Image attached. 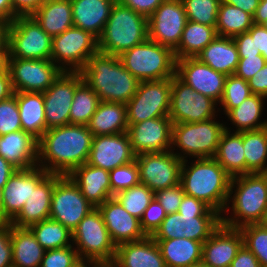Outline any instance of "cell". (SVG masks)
Wrapping results in <instances>:
<instances>
[{"mask_svg": "<svg viewBox=\"0 0 267 267\" xmlns=\"http://www.w3.org/2000/svg\"><path fill=\"white\" fill-rule=\"evenodd\" d=\"M93 137L85 125L67 124L46 130L38 140L37 166L49 174L69 175L87 163Z\"/></svg>", "mask_w": 267, "mask_h": 267, "instance_id": "1", "label": "cell"}, {"mask_svg": "<svg viewBox=\"0 0 267 267\" xmlns=\"http://www.w3.org/2000/svg\"><path fill=\"white\" fill-rule=\"evenodd\" d=\"M190 160H183L181 167L180 183L184 193L223 214L232 177L213 157Z\"/></svg>", "mask_w": 267, "mask_h": 267, "instance_id": "2", "label": "cell"}, {"mask_svg": "<svg viewBox=\"0 0 267 267\" xmlns=\"http://www.w3.org/2000/svg\"><path fill=\"white\" fill-rule=\"evenodd\" d=\"M80 73L100 101L105 102L126 104L140 82L124 67L119 56L100 51L89 58Z\"/></svg>", "mask_w": 267, "mask_h": 267, "instance_id": "3", "label": "cell"}, {"mask_svg": "<svg viewBox=\"0 0 267 267\" xmlns=\"http://www.w3.org/2000/svg\"><path fill=\"white\" fill-rule=\"evenodd\" d=\"M266 209L267 182L265 176L262 173L234 176L230 183L224 214H221V222L227 227L237 229L248 224H257L261 221Z\"/></svg>", "mask_w": 267, "mask_h": 267, "instance_id": "4", "label": "cell"}, {"mask_svg": "<svg viewBox=\"0 0 267 267\" xmlns=\"http://www.w3.org/2000/svg\"><path fill=\"white\" fill-rule=\"evenodd\" d=\"M147 39L148 18L116 1L98 38V50L119 56Z\"/></svg>", "mask_w": 267, "mask_h": 267, "instance_id": "5", "label": "cell"}, {"mask_svg": "<svg viewBox=\"0 0 267 267\" xmlns=\"http://www.w3.org/2000/svg\"><path fill=\"white\" fill-rule=\"evenodd\" d=\"M217 119L173 124L171 151L181 160L214 157L226 123Z\"/></svg>", "mask_w": 267, "mask_h": 267, "instance_id": "6", "label": "cell"}, {"mask_svg": "<svg viewBox=\"0 0 267 267\" xmlns=\"http://www.w3.org/2000/svg\"><path fill=\"white\" fill-rule=\"evenodd\" d=\"M119 58L138 81L169 79L176 75L174 51L149 39L126 50Z\"/></svg>", "mask_w": 267, "mask_h": 267, "instance_id": "7", "label": "cell"}, {"mask_svg": "<svg viewBox=\"0 0 267 267\" xmlns=\"http://www.w3.org/2000/svg\"><path fill=\"white\" fill-rule=\"evenodd\" d=\"M72 245L77 250L80 259L114 260L116 245L110 238L98 207L91 210L72 232Z\"/></svg>", "mask_w": 267, "mask_h": 267, "instance_id": "8", "label": "cell"}, {"mask_svg": "<svg viewBox=\"0 0 267 267\" xmlns=\"http://www.w3.org/2000/svg\"><path fill=\"white\" fill-rule=\"evenodd\" d=\"M9 58L51 59L52 37L32 16H17L8 27Z\"/></svg>", "mask_w": 267, "mask_h": 267, "instance_id": "9", "label": "cell"}, {"mask_svg": "<svg viewBox=\"0 0 267 267\" xmlns=\"http://www.w3.org/2000/svg\"><path fill=\"white\" fill-rule=\"evenodd\" d=\"M98 51V38L73 26L52 38L51 60L63 72H80Z\"/></svg>", "mask_w": 267, "mask_h": 267, "instance_id": "10", "label": "cell"}, {"mask_svg": "<svg viewBox=\"0 0 267 267\" xmlns=\"http://www.w3.org/2000/svg\"><path fill=\"white\" fill-rule=\"evenodd\" d=\"M171 78L140 81L133 97L126 103L128 127L151 118L169 117Z\"/></svg>", "mask_w": 267, "mask_h": 267, "instance_id": "11", "label": "cell"}, {"mask_svg": "<svg viewBox=\"0 0 267 267\" xmlns=\"http://www.w3.org/2000/svg\"><path fill=\"white\" fill-rule=\"evenodd\" d=\"M217 106L214 100L196 92L176 75L171 78L168 116L173 124L201 122L219 116L221 110Z\"/></svg>", "mask_w": 267, "mask_h": 267, "instance_id": "12", "label": "cell"}, {"mask_svg": "<svg viewBox=\"0 0 267 267\" xmlns=\"http://www.w3.org/2000/svg\"><path fill=\"white\" fill-rule=\"evenodd\" d=\"M95 208L80 188L68 175L61 176L55 183L51 197V219L58 221L70 232H73L79 222Z\"/></svg>", "mask_w": 267, "mask_h": 267, "instance_id": "13", "label": "cell"}, {"mask_svg": "<svg viewBox=\"0 0 267 267\" xmlns=\"http://www.w3.org/2000/svg\"><path fill=\"white\" fill-rule=\"evenodd\" d=\"M8 72L14 92H45L63 72L51 59L9 58Z\"/></svg>", "mask_w": 267, "mask_h": 267, "instance_id": "14", "label": "cell"}, {"mask_svg": "<svg viewBox=\"0 0 267 267\" xmlns=\"http://www.w3.org/2000/svg\"><path fill=\"white\" fill-rule=\"evenodd\" d=\"M221 214H180L165 217L153 239L187 238L204 243L221 224Z\"/></svg>", "mask_w": 267, "mask_h": 267, "instance_id": "15", "label": "cell"}, {"mask_svg": "<svg viewBox=\"0 0 267 267\" xmlns=\"http://www.w3.org/2000/svg\"><path fill=\"white\" fill-rule=\"evenodd\" d=\"M140 183L154 193L180 183L183 160L171 150L136 155Z\"/></svg>", "mask_w": 267, "mask_h": 267, "instance_id": "16", "label": "cell"}, {"mask_svg": "<svg viewBox=\"0 0 267 267\" xmlns=\"http://www.w3.org/2000/svg\"><path fill=\"white\" fill-rule=\"evenodd\" d=\"M187 22L181 0H164L148 17V39L173 51L178 47Z\"/></svg>", "mask_w": 267, "mask_h": 267, "instance_id": "17", "label": "cell"}, {"mask_svg": "<svg viewBox=\"0 0 267 267\" xmlns=\"http://www.w3.org/2000/svg\"><path fill=\"white\" fill-rule=\"evenodd\" d=\"M83 81L80 72H62L43 92L47 130L70 124V108L76 87Z\"/></svg>", "mask_w": 267, "mask_h": 267, "instance_id": "18", "label": "cell"}, {"mask_svg": "<svg viewBox=\"0 0 267 267\" xmlns=\"http://www.w3.org/2000/svg\"><path fill=\"white\" fill-rule=\"evenodd\" d=\"M176 76L193 90L203 94L219 104L226 75L213 70L196 57L176 60Z\"/></svg>", "mask_w": 267, "mask_h": 267, "instance_id": "19", "label": "cell"}, {"mask_svg": "<svg viewBox=\"0 0 267 267\" xmlns=\"http://www.w3.org/2000/svg\"><path fill=\"white\" fill-rule=\"evenodd\" d=\"M49 173L39 166L17 170L2 188L3 223H10L21 211L32 188H36Z\"/></svg>", "mask_w": 267, "mask_h": 267, "instance_id": "20", "label": "cell"}, {"mask_svg": "<svg viewBox=\"0 0 267 267\" xmlns=\"http://www.w3.org/2000/svg\"><path fill=\"white\" fill-rule=\"evenodd\" d=\"M173 122L169 117L151 118L127 129L135 155L171 150Z\"/></svg>", "mask_w": 267, "mask_h": 267, "instance_id": "21", "label": "cell"}, {"mask_svg": "<svg viewBox=\"0 0 267 267\" xmlns=\"http://www.w3.org/2000/svg\"><path fill=\"white\" fill-rule=\"evenodd\" d=\"M127 132L94 136L87 163L111 171L135 160Z\"/></svg>", "mask_w": 267, "mask_h": 267, "instance_id": "22", "label": "cell"}, {"mask_svg": "<svg viewBox=\"0 0 267 267\" xmlns=\"http://www.w3.org/2000/svg\"><path fill=\"white\" fill-rule=\"evenodd\" d=\"M112 242L119 244L138 241L146 237L140 220L129 214L115 198L111 197L98 206Z\"/></svg>", "mask_w": 267, "mask_h": 267, "instance_id": "23", "label": "cell"}, {"mask_svg": "<svg viewBox=\"0 0 267 267\" xmlns=\"http://www.w3.org/2000/svg\"><path fill=\"white\" fill-rule=\"evenodd\" d=\"M242 246L240 230L221 223L203 243L202 261L210 267H229Z\"/></svg>", "mask_w": 267, "mask_h": 267, "instance_id": "24", "label": "cell"}, {"mask_svg": "<svg viewBox=\"0 0 267 267\" xmlns=\"http://www.w3.org/2000/svg\"><path fill=\"white\" fill-rule=\"evenodd\" d=\"M62 175L49 174L27 199L19 214L10 222L17 227H30L50 217L51 197L56 181Z\"/></svg>", "mask_w": 267, "mask_h": 267, "instance_id": "25", "label": "cell"}, {"mask_svg": "<svg viewBox=\"0 0 267 267\" xmlns=\"http://www.w3.org/2000/svg\"><path fill=\"white\" fill-rule=\"evenodd\" d=\"M118 267H167L157 242L151 237L116 246Z\"/></svg>", "mask_w": 267, "mask_h": 267, "instance_id": "26", "label": "cell"}, {"mask_svg": "<svg viewBox=\"0 0 267 267\" xmlns=\"http://www.w3.org/2000/svg\"><path fill=\"white\" fill-rule=\"evenodd\" d=\"M0 156L18 170L37 166L38 140L23 130L0 136Z\"/></svg>", "mask_w": 267, "mask_h": 267, "instance_id": "27", "label": "cell"}, {"mask_svg": "<svg viewBox=\"0 0 267 267\" xmlns=\"http://www.w3.org/2000/svg\"><path fill=\"white\" fill-rule=\"evenodd\" d=\"M68 176L95 207L112 197L109 171L107 170L85 163L76 167Z\"/></svg>", "mask_w": 267, "mask_h": 267, "instance_id": "28", "label": "cell"}, {"mask_svg": "<svg viewBox=\"0 0 267 267\" xmlns=\"http://www.w3.org/2000/svg\"><path fill=\"white\" fill-rule=\"evenodd\" d=\"M116 0H71L74 27L99 38Z\"/></svg>", "mask_w": 267, "mask_h": 267, "instance_id": "29", "label": "cell"}, {"mask_svg": "<svg viewBox=\"0 0 267 267\" xmlns=\"http://www.w3.org/2000/svg\"><path fill=\"white\" fill-rule=\"evenodd\" d=\"M31 16L52 38L74 26L71 0H45Z\"/></svg>", "mask_w": 267, "mask_h": 267, "instance_id": "30", "label": "cell"}, {"mask_svg": "<svg viewBox=\"0 0 267 267\" xmlns=\"http://www.w3.org/2000/svg\"><path fill=\"white\" fill-rule=\"evenodd\" d=\"M196 58L213 70L229 76L237 69L239 53L232 37L217 36Z\"/></svg>", "mask_w": 267, "mask_h": 267, "instance_id": "31", "label": "cell"}, {"mask_svg": "<svg viewBox=\"0 0 267 267\" xmlns=\"http://www.w3.org/2000/svg\"><path fill=\"white\" fill-rule=\"evenodd\" d=\"M267 98L252 94L247 97L238 107L233 108L227 115V121L231 125L227 127L225 123V130L230 132H242L250 130H258L267 127V118L264 120L262 115H265L264 109L267 104ZM262 118V120H261ZM233 130H232V129ZM235 128V130H234Z\"/></svg>", "mask_w": 267, "mask_h": 267, "instance_id": "32", "label": "cell"}, {"mask_svg": "<svg viewBox=\"0 0 267 267\" xmlns=\"http://www.w3.org/2000/svg\"><path fill=\"white\" fill-rule=\"evenodd\" d=\"M22 130L39 140L47 130L43 93L14 92Z\"/></svg>", "mask_w": 267, "mask_h": 267, "instance_id": "33", "label": "cell"}, {"mask_svg": "<svg viewBox=\"0 0 267 267\" xmlns=\"http://www.w3.org/2000/svg\"><path fill=\"white\" fill-rule=\"evenodd\" d=\"M87 127L93 136L127 132L126 104L100 101Z\"/></svg>", "mask_w": 267, "mask_h": 267, "instance_id": "34", "label": "cell"}, {"mask_svg": "<svg viewBox=\"0 0 267 267\" xmlns=\"http://www.w3.org/2000/svg\"><path fill=\"white\" fill-rule=\"evenodd\" d=\"M13 267H40L44 248L29 227L11 225Z\"/></svg>", "mask_w": 267, "mask_h": 267, "instance_id": "35", "label": "cell"}, {"mask_svg": "<svg viewBox=\"0 0 267 267\" xmlns=\"http://www.w3.org/2000/svg\"><path fill=\"white\" fill-rule=\"evenodd\" d=\"M167 267H189L202 261L203 243L187 238L154 239Z\"/></svg>", "mask_w": 267, "mask_h": 267, "instance_id": "36", "label": "cell"}, {"mask_svg": "<svg viewBox=\"0 0 267 267\" xmlns=\"http://www.w3.org/2000/svg\"><path fill=\"white\" fill-rule=\"evenodd\" d=\"M213 158L231 177L246 174L243 131L230 132L225 130L221 135L216 154Z\"/></svg>", "mask_w": 267, "mask_h": 267, "instance_id": "37", "label": "cell"}, {"mask_svg": "<svg viewBox=\"0 0 267 267\" xmlns=\"http://www.w3.org/2000/svg\"><path fill=\"white\" fill-rule=\"evenodd\" d=\"M217 36L215 27L187 20L180 43L174 50L176 60L197 57Z\"/></svg>", "mask_w": 267, "mask_h": 267, "instance_id": "38", "label": "cell"}, {"mask_svg": "<svg viewBox=\"0 0 267 267\" xmlns=\"http://www.w3.org/2000/svg\"><path fill=\"white\" fill-rule=\"evenodd\" d=\"M246 174L267 170V127L243 131Z\"/></svg>", "mask_w": 267, "mask_h": 267, "instance_id": "39", "label": "cell"}, {"mask_svg": "<svg viewBox=\"0 0 267 267\" xmlns=\"http://www.w3.org/2000/svg\"><path fill=\"white\" fill-rule=\"evenodd\" d=\"M253 16L221 1L217 15L216 31L221 37H234L253 26Z\"/></svg>", "mask_w": 267, "mask_h": 267, "instance_id": "40", "label": "cell"}, {"mask_svg": "<svg viewBox=\"0 0 267 267\" xmlns=\"http://www.w3.org/2000/svg\"><path fill=\"white\" fill-rule=\"evenodd\" d=\"M45 251L72 245V232L51 218L29 227Z\"/></svg>", "mask_w": 267, "mask_h": 267, "instance_id": "41", "label": "cell"}, {"mask_svg": "<svg viewBox=\"0 0 267 267\" xmlns=\"http://www.w3.org/2000/svg\"><path fill=\"white\" fill-rule=\"evenodd\" d=\"M100 102L98 95L84 81L75 90L70 108V124L87 126Z\"/></svg>", "mask_w": 267, "mask_h": 267, "instance_id": "42", "label": "cell"}, {"mask_svg": "<svg viewBox=\"0 0 267 267\" xmlns=\"http://www.w3.org/2000/svg\"><path fill=\"white\" fill-rule=\"evenodd\" d=\"M122 207L139 220L144 211L154 198V192L145 184L139 183L127 190H123L114 196Z\"/></svg>", "mask_w": 267, "mask_h": 267, "instance_id": "43", "label": "cell"}, {"mask_svg": "<svg viewBox=\"0 0 267 267\" xmlns=\"http://www.w3.org/2000/svg\"><path fill=\"white\" fill-rule=\"evenodd\" d=\"M248 81L236 76L229 75L225 79L224 91L218 107L227 115L233 108L238 107L247 97L252 95Z\"/></svg>", "mask_w": 267, "mask_h": 267, "instance_id": "44", "label": "cell"}, {"mask_svg": "<svg viewBox=\"0 0 267 267\" xmlns=\"http://www.w3.org/2000/svg\"><path fill=\"white\" fill-rule=\"evenodd\" d=\"M187 20L216 27L219 6L222 0H181Z\"/></svg>", "mask_w": 267, "mask_h": 267, "instance_id": "45", "label": "cell"}, {"mask_svg": "<svg viewBox=\"0 0 267 267\" xmlns=\"http://www.w3.org/2000/svg\"><path fill=\"white\" fill-rule=\"evenodd\" d=\"M239 230L243 245L258 259L261 267H267V230L258 223L242 226Z\"/></svg>", "mask_w": 267, "mask_h": 267, "instance_id": "46", "label": "cell"}, {"mask_svg": "<svg viewBox=\"0 0 267 267\" xmlns=\"http://www.w3.org/2000/svg\"><path fill=\"white\" fill-rule=\"evenodd\" d=\"M109 178L112 197L123 190L139 184V168L136 160L111 170Z\"/></svg>", "mask_w": 267, "mask_h": 267, "instance_id": "47", "label": "cell"}, {"mask_svg": "<svg viewBox=\"0 0 267 267\" xmlns=\"http://www.w3.org/2000/svg\"><path fill=\"white\" fill-rule=\"evenodd\" d=\"M22 130L17 98L13 94L0 102V136Z\"/></svg>", "mask_w": 267, "mask_h": 267, "instance_id": "48", "label": "cell"}, {"mask_svg": "<svg viewBox=\"0 0 267 267\" xmlns=\"http://www.w3.org/2000/svg\"><path fill=\"white\" fill-rule=\"evenodd\" d=\"M73 245L44 252L40 267H71L79 260Z\"/></svg>", "mask_w": 267, "mask_h": 267, "instance_id": "49", "label": "cell"}, {"mask_svg": "<svg viewBox=\"0 0 267 267\" xmlns=\"http://www.w3.org/2000/svg\"><path fill=\"white\" fill-rule=\"evenodd\" d=\"M167 216L164 208L154 197L150 205L144 211L142 218L140 219V225L142 231L146 236H152L156 230L160 227L162 221Z\"/></svg>", "mask_w": 267, "mask_h": 267, "instance_id": "50", "label": "cell"}, {"mask_svg": "<svg viewBox=\"0 0 267 267\" xmlns=\"http://www.w3.org/2000/svg\"><path fill=\"white\" fill-rule=\"evenodd\" d=\"M184 194L183 187L179 183L175 186L156 191L154 197L164 208L166 214L169 215L178 212Z\"/></svg>", "mask_w": 267, "mask_h": 267, "instance_id": "51", "label": "cell"}, {"mask_svg": "<svg viewBox=\"0 0 267 267\" xmlns=\"http://www.w3.org/2000/svg\"><path fill=\"white\" fill-rule=\"evenodd\" d=\"M266 64V60L262 55H256L246 58H239L235 75L248 81Z\"/></svg>", "mask_w": 267, "mask_h": 267, "instance_id": "52", "label": "cell"}, {"mask_svg": "<svg viewBox=\"0 0 267 267\" xmlns=\"http://www.w3.org/2000/svg\"><path fill=\"white\" fill-rule=\"evenodd\" d=\"M0 267H13L11 224H0Z\"/></svg>", "mask_w": 267, "mask_h": 267, "instance_id": "53", "label": "cell"}, {"mask_svg": "<svg viewBox=\"0 0 267 267\" xmlns=\"http://www.w3.org/2000/svg\"><path fill=\"white\" fill-rule=\"evenodd\" d=\"M180 214H220L203 201L184 194L178 209Z\"/></svg>", "mask_w": 267, "mask_h": 267, "instance_id": "54", "label": "cell"}, {"mask_svg": "<svg viewBox=\"0 0 267 267\" xmlns=\"http://www.w3.org/2000/svg\"><path fill=\"white\" fill-rule=\"evenodd\" d=\"M236 43L239 58H246L261 55L259 49H256L255 36H251L248 32L233 37Z\"/></svg>", "mask_w": 267, "mask_h": 267, "instance_id": "55", "label": "cell"}, {"mask_svg": "<svg viewBox=\"0 0 267 267\" xmlns=\"http://www.w3.org/2000/svg\"><path fill=\"white\" fill-rule=\"evenodd\" d=\"M116 1L148 18L164 0H116Z\"/></svg>", "mask_w": 267, "mask_h": 267, "instance_id": "56", "label": "cell"}, {"mask_svg": "<svg viewBox=\"0 0 267 267\" xmlns=\"http://www.w3.org/2000/svg\"><path fill=\"white\" fill-rule=\"evenodd\" d=\"M251 92L267 98V62L252 78L248 80Z\"/></svg>", "mask_w": 267, "mask_h": 267, "instance_id": "57", "label": "cell"}, {"mask_svg": "<svg viewBox=\"0 0 267 267\" xmlns=\"http://www.w3.org/2000/svg\"><path fill=\"white\" fill-rule=\"evenodd\" d=\"M229 267H261V265L253 253L243 245Z\"/></svg>", "mask_w": 267, "mask_h": 267, "instance_id": "58", "label": "cell"}, {"mask_svg": "<svg viewBox=\"0 0 267 267\" xmlns=\"http://www.w3.org/2000/svg\"><path fill=\"white\" fill-rule=\"evenodd\" d=\"M45 0H11L13 11L18 16H31Z\"/></svg>", "mask_w": 267, "mask_h": 267, "instance_id": "59", "label": "cell"}, {"mask_svg": "<svg viewBox=\"0 0 267 267\" xmlns=\"http://www.w3.org/2000/svg\"><path fill=\"white\" fill-rule=\"evenodd\" d=\"M247 32L251 36H255L256 49H259L261 55L267 62V29L261 24H253Z\"/></svg>", "mask_w": 267, "mask_h": 267, "instance_id": "60", "label": "cell"}, {"mask_svg": "<svg viewBox=\"0 0 267 267\" xmlns=\"http://www.w3.org/2000/svg\"><path fill=\"white\" fill-rule=\"evenodd\" d=\"M224 3L235 6L254 16L260 0H222Z\"/></svg>", "mask_w": 267, "mask_h": 267, "instance_id": "61", "label": "cell"}, {"mask_svg": "<svg viewBox=\"0 0 267 267\" xmlns=\"http://www.w3.org/2000/svg\"><path fill=\"white\" fill-rule=\"evenodd\" d=\"M18 169L0 156V190Z\"/></svg>", "mask_w": 267, "mask_h": 267, "instance_id": "62", "label": "cell"}, {"mask_svg": "<svg viewBox=\"0 0 267 267\" xmlns=\"http://www.w3.org/2000/svg\"><path fill=\"white\" fill-rule=\"evenodd\" d=\"M9 72L0 74V102L13 95Z\"/></svg>", "mask_w": 267, "mask_h": 267, "instance_id": "63", "label": "cell"}, {"mask_svg": "<svg viewBox=\"0 0 267 267\" xmlns=\"http://www.w3.org/2000/svg\"><path fill=\"white\" fill-rule=\"evenodd\" d=\"M17 16L12 9L11 0H0V20L10 23Z\"/></svg>", "mask_w": 267, "mask_h": 267, "instance_id": "64", "label": "cell"}, {"mask_svg": "<svg viewBox=\"0 0 267 267\" xmlns=\"http://www.w3.org/2000/svg\"><path fill=\"white\" fill-rule=\"evenodd\" d=\"M267 20V0H260L253 16L254 24H261Z\"/></svg>", "mask_w": 267, "mask_h": 267, "instance_id": "65", "label": "cell"}, {"mask_svg": "<svg viewBox=\"0 0 267 267\" xmlns=\"http://www.w3.org/2000/svg\"><path fill=\"white\" fill-rule=\"evenodd\" d=\"M8 22L0 20V49H9L8 46Z\"/></svg>", "mask_w": 267, "mask_h": 267, "instance_id": "66", "label": "cell"}, {"mask_svg": "<svg viewBox=\"0 0 267 267\" xmlns=\"http://www.w3.org/2000/svg\"><path fill=\"white\" fill-rule=\"evenodd\" d=\"M9 49H0V74L8 72Z\"/></svg>", "mask_w": 267, "mask_h": 267, "instance_id": "67", "label": "cell"}, {"mask_svg": "<svg viewBox=\"0 0 267 267\" xmlns=\"http://www.w3.org/2000/svg\"><path fill=\"white\" fill-rule=\"evenodd\" d=\"M87 267H118L114 260L111 261H90L87 260Z\"/></svg>", "mask_w": 267, "mask_h": 267, "instance_id": "68", "label": "cell"}, {"mask_svg": "<svg viewBox=\"0 0 267 267\" xmlns=\"http://www.w3.org/2000/svg\"><path fill=\"white\" fill-rule=\"evenodd\" d=\"M258 224L267 230V209L263 214L261 221Z\"/></svg>", "mask_w": 267, "mask_h": 267, "instance_id": "69", "label": "cell"}, {"mask_svg": "<svg viewBox=\"0 0 267 267\" xmlns=\"http://www.w3.org/2000/svg\"><path fill=\"white\" fill-rule=\"evenodd\" d=\"M71 267H87V260L85 259H79L75 264H73Z\"/></svg>", "mask_w": 267, "mask_h": 267, "instance_id": "70", "label": "cell"}, {"mask_svg": "<svg viewBox=\"0 0 267 267\" xmlns=\"http://www.w3.org/2000/svg\"><path fill=\"white\" fill-rule=\"evenodd\" d=\"M3 223L2 191L0 190V224Z\"/></svg>", "mask_w": 267, "mask_h": 267, "instance_id": "71", "label": "cell"}, {"mask_svg": "<svg viewBox=\"0 0 267 267\" xmlns=\"http://www.w3.org/2000/svg\"><path fill=\"white\" fill-rule=\"evenodd\" d=\"M189 267H210V266H208L207 264H205L203 261H200V262L195 263V264H193V265H191Z\"/></svg>", "mask_w": 267, "mask_h": 267, "instance_id": "72", "label": "cell"}, {"mask_svg": "<svg viewBox=\"0 0 267 267\" xmlns=\"http://www.w3.org/2000/svg\"><path fill=\"white\" fill-rule=\"evenodd\" d=\"M261 25H262L265 29H267V20H265L263 23H261Z\"/></svg>", "mask_w": 267, "mask_h": 267, "instance_id": "73", "label": "cell"}, {"mask_svg": "<svg viewBox=\"0 0 267 267\" xmlns=\"http://www.w3.org/2000/svg\"><path fill=\"white\" fill-rule=\"evenodd\" d=\"M262 174L265 176V178H266V182H267V170L264 171V172H262Z\"/></svg>", "mask_w": 267, "mask_h": 267, "instance_id": "74", "label": "cell"}]
</instances>
